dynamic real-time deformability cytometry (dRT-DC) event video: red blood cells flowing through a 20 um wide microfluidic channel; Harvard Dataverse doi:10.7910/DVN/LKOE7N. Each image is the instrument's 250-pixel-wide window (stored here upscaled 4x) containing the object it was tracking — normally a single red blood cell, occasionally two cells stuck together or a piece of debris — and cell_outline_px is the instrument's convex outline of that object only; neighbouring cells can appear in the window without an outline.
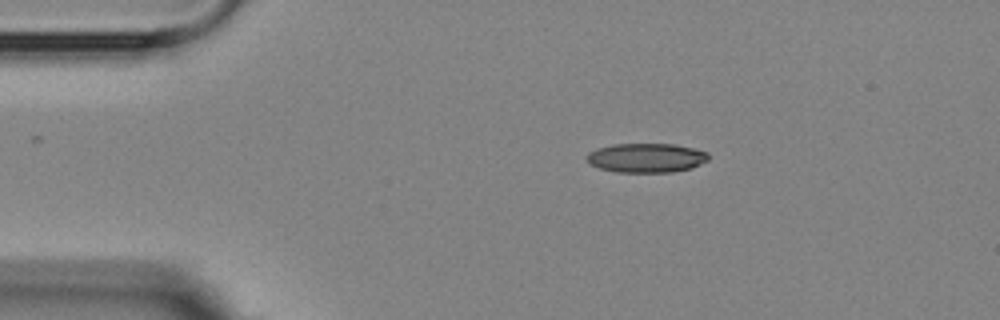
{"species": "Egyptian fruit bat (a non-hibernating species)", "species_latin": "Rousettus aegyptiacus", "temperature_condition": "room temperature", "stored_images_in_passage": 5, "camera_frame_rate_fps": 3000, "um_per_image_px": 0.085, "animal": {"sex": "female"}, "frame": {"image": 1, "passage_image": 1, "time_ms": 0.0, "image_size_px": [1000, 320], "cell_outline_px": [[708, 160], [692, 168], [672, 172], [616, 172], [600, 168], [592, 164], [584, 156], [588, 152], [596, 148], [612, 144], [676, 144], [708, 152]], "centroid_in_image_um": [54.93, 13.41], "position_along_channel_um": 30.1, "area_um2": 20.81}}
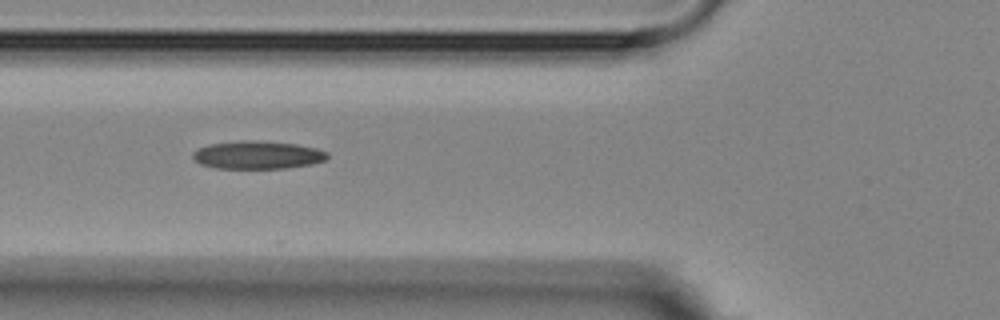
{"frame": {"image": 2, "passage_image": 4, "time_ms": 3.333, "image_size_px": [1000, 320], "cell_outline_px": [[328, 156], [324, 160], [312, 164], [284, 168], [216, 168], [200, 164], [192, 156], [192, 152], [208, 144], [240, 140], [256, 140], [296, 144], [316, 148], [328, 152]], "centroid_in_image_um": [21.88, 13.16], "position_along_channel_um": 103.9, "area_um2": 21.91}}
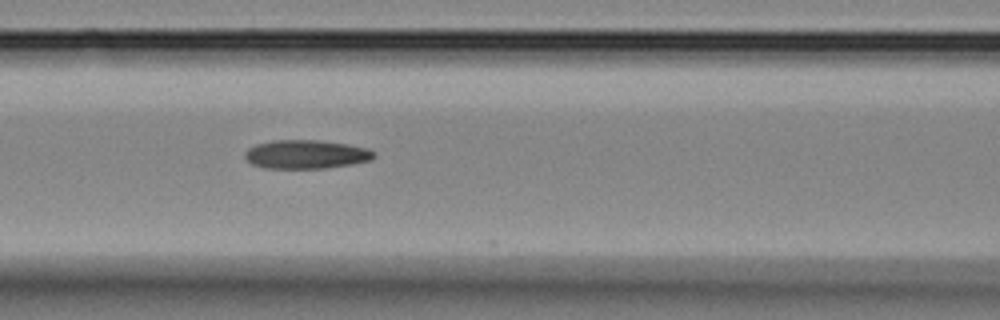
{"frame": {"image": 3, "passage_image": 5, "time_ms": 4.333, "image_size_px": [1000, 320], "cell_outline_px": [[376, 156], [372, 160], [324, 168], [264, 168], [252, 164], [244, 156], [244, 152], [248, 148], [256, 144], [272, 140], [316, 140], [348, 144], [368, 148], [376, 152]], "centroid_in_image_um": [26.02, 13.11], "position_along_channel_um": 140.6, "area_um2": 21.62}}